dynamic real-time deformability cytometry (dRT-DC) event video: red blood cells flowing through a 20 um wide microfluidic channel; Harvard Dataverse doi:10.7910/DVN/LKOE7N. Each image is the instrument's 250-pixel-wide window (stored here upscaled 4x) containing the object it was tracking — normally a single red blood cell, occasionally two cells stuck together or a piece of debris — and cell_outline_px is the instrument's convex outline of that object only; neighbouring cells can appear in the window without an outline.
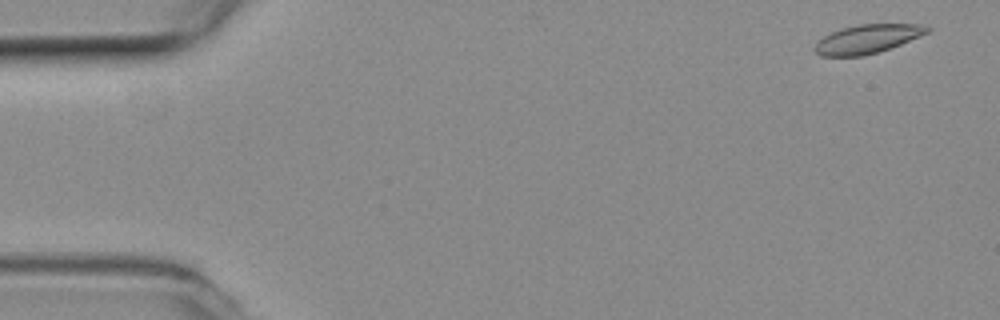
{"species": "common noctule bat (a hibernating species)", "species_latin": "Nyctalus noctula", "temperature_condition": "room temperature", "stored_images_in_passage": 6, "camera_frame_rate_fps": 3000, "um_per_image_px": 0.085, "animal": {"sex": "female", "body_mass_g": 19.3, "forearm_length_mm": 54.1}, "frame": {"image": 1, "passage_image": 1, "time_ms": 0.0, "image_size_px": [1000, 320], "cell_outline_px": [[932, 32], [880, 52], [860, 56], [820, 56], [812, 48], [816, 40], [840, 28], [860, 24], [916, 24], [932, 28]], "centroid_in_image_um": [73.72, 3.31], "position_along_channel_um": 11.3, "area_um2": 19.13}}